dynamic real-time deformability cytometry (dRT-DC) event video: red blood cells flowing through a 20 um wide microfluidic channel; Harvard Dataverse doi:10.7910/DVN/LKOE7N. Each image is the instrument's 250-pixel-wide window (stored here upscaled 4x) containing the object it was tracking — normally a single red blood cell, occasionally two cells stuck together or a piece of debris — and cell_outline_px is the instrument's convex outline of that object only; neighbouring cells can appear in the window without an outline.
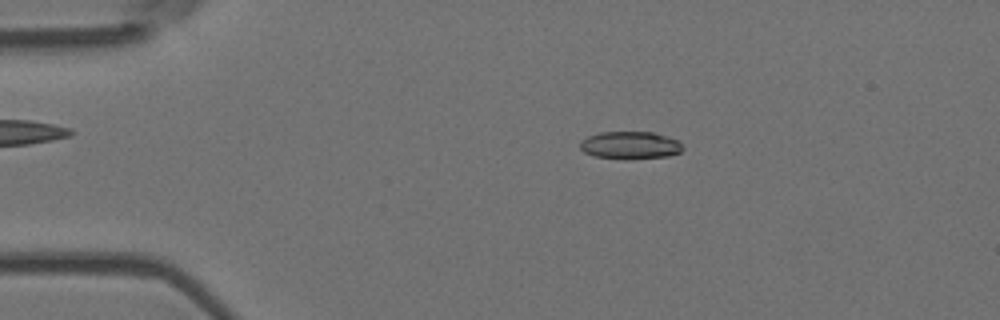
{"species": "Egyptian fruit bat (a non-hibernating species)", "species_latin": "Rousettus aegyptiacus", "temperature_condition": "room temperature", "stored_images_in_passage": 4, "camera_frame_rate_fps": 3000, "um_per_image_px": 0.085, "animal": {"sex": "female"}, "frame": {"image": 1, "passage_image": 3, "time_ms": 0.667, "image_size_px": [1000, 320], "cell_outline_px": [[684, 148], [680, 152], [668, 156], [624, 160], [592, 156], [584, 152], [580, 148], [580, 140], [588, 136], [600, 132], [652, 132], [668, 136], [680, 140]], "centroid_in_image_um": [53.57, 12.35], "position_along_channel_um": 31.4, "area_um2": 16.88}}